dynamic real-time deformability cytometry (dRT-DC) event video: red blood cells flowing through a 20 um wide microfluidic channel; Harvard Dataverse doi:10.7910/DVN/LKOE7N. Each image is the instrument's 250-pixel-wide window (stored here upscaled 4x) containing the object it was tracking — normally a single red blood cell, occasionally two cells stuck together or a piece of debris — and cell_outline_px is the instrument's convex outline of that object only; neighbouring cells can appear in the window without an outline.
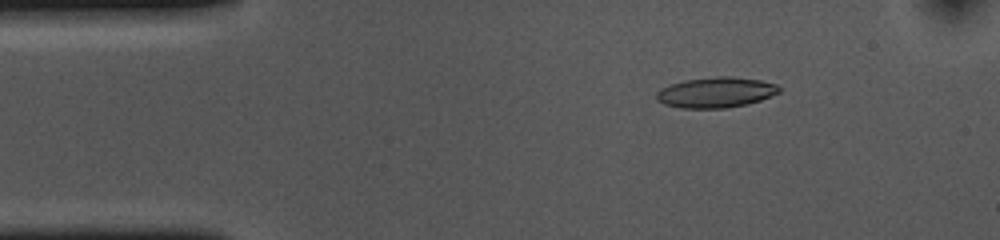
{"species": "common noctule bat (a hibernating species)", "species_latin": "Nyctalus noctula", "temperature_condition": "cold", "stored_images_in_passage": 53, "camera_frame_rate_fps": 3000, "um_per_image_px": 0.085, "animal": {"sex": "female", "body_mass_g": 10.0, "forearm_length_mm": 53.1}, "frame": {"image": 1, "passage_image": 7, "time_ms": 2.0, "image_size_px": [1000, 240], "cell_outline_px": [[780, 92], [760, 100], [744, 104], [724, 108], [680, 108], [664, 104], [656, 100], [656, 92], [660, 88], [684, 80], [716, 76], [732, 76], [760, 80], [776, 84], [780, 88]], "centroid_in_image_um": [60.82, 7.85], "position_along_channel_um": 24.2, "area_um2": 21.73}}
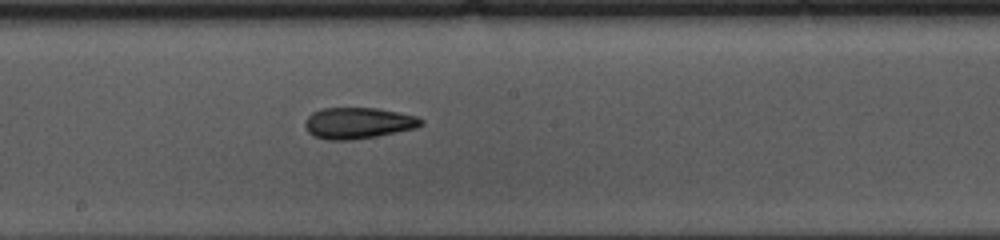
{"frame": {"image": 2, "passage_image": 27, "time_ms": 8.667, "image_size_px": [1000, 240], "cell_outline_px": [[424, 124], [416, 128], [376, 136], [352, 140], [324, 140], [312, 136], [308, 132], [304, 124], [304, 120], [312, 112], [320, 108], [376, 108], [416, 116], [424, 120]], "centroid_in_image_um": [30.4, 10.47], "position_along_channel_um": 217.8, "area_um2": 21.27}}
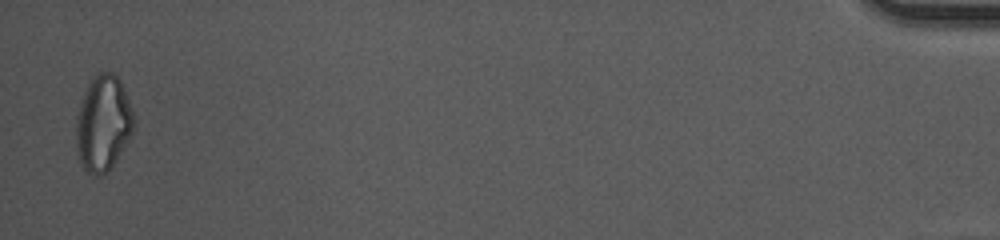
{"frame": {"image": 3, "passage_image": 52, "time_ms": 17.0, "image_size_px": [1000, 240], "cell_outline_px": [[136, 128], [116, 160], [100, 176], [96, 176], [88, 172], [84, 168], [80, 160], [76, 144], [76, 116], [80, 100], [92, 76], [96, 72], [112, 72], [120, 80], [124, 88], [132, 112]], "centroid_in_image_um": [8.76, 10.44], "position_along_channel_um": 426.4, "area_um2": 32.14}, "authors_computed_cell_mechanics": {"area_um2": 21.3282, "velocity_mm_per_s": 3.6639, "shape_relaxation_time_tau1_ms": 5.8305, "shape_relaxation_time_tau2_ms": 4.5625, "deformation_change_tau1": 0.1755, "deformation_change_tau2": 0.1393}}